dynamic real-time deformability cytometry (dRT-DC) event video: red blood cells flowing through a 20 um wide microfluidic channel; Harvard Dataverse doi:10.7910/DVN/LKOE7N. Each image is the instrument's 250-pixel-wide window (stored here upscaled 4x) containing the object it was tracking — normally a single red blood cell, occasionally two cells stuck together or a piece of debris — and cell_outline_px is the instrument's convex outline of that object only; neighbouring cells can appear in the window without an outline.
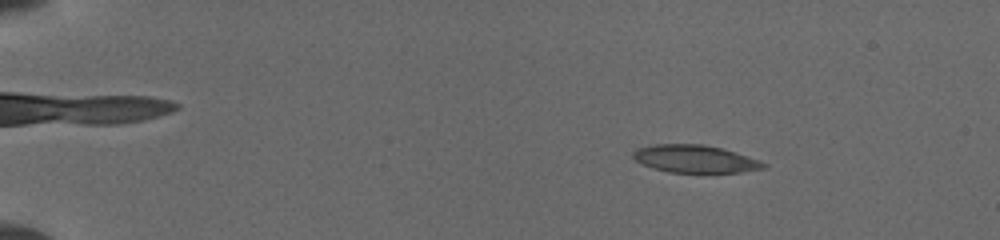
{"species": "common noctule bat (a hibernating species)", "species_latin": "Nyctalus noctula", "temperature_condition": "cold", "stored_images_in_passage": 36, "camera_frame_rate_fps": 3000, "um_per_image_px": 0.085, "animal": {"sex": "female", "body_mass_g": 19.5, "forearm_length_mm": 54.1}, "frame": {"image": 1, "passage_image": 4, "time_ms": 1.667, "image_size_px": [1000, 240], "cell_outline_px": [[768, 164], [764, 168], [740, 172], [668, 172], [652, 168], [636, 160], [632, 156], [632, 152], [636, 148], [652, 144], [704, 144], [736, 152], [760, 160]], "centroid_in_image_um": [59.06, 13.49], "position_along_channel_um": 25.9, "area_um2": 20.98}}
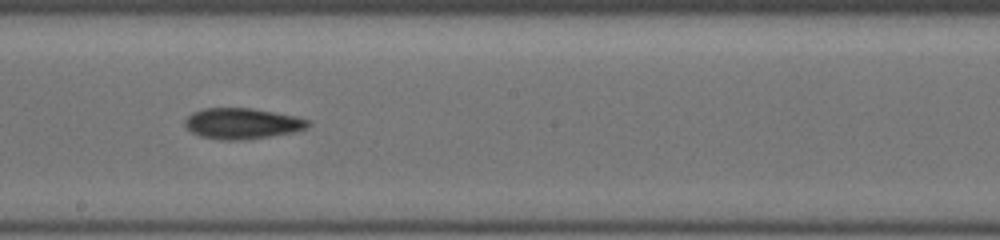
{"frame": {"image": 2, "passage_image": 18, "time_ms": 9.333, "image_size_px": [1000, 240], "cell_outline_px": [[312, 124], [308, 128], [292, 132], [268, 136], [240, 140], [224, 140], [200, 136], [192, 132], [184, 124], [184, 120], [192, 112], [204, 108], [252, 108], [296, 116], [312, 120]], "centroid_in_image_um": [20.61, 10.48], "position_along_channel_um": 227.6, "area_um2": 22.14}}
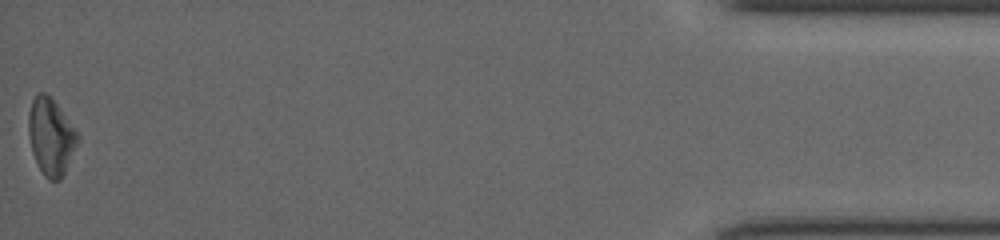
{"frame": {"image": 3, "passage_image": 36, "time_ms": 16.333, "image_size_px": [1000, 240], "cell_outline_px": [[80, 140], [60, 180], [48, 180], [44, 176], [32, 152], [28, 132], [28, 112], [32, 100], [40, 92], [44, 92], [56, 104], [80, 136]], "centroid_in_image_um": [4.32, 11.63], "position_along_channel_um": 430.9, "area_um2": 21.62}}